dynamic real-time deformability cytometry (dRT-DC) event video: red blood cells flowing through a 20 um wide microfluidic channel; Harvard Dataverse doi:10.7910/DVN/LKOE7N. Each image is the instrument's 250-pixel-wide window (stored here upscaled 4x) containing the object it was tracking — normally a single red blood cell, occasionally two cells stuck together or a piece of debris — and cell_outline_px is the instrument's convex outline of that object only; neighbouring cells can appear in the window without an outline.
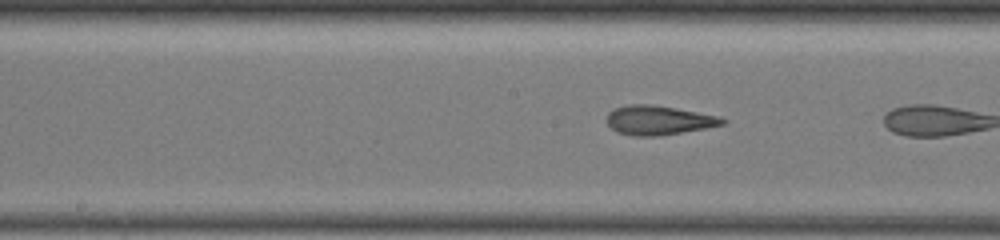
{"species": "common noctule bat (a hibernating species)", "species_latin": "Nyctalus noctula", "temperature_condition": "warm", "stored_images_in_passage": 10, "camera_frame_rate_fps": 3000, "um_per_image_px": 0.085, "animal": {"sex": "female", "body_mass_g": 19.5, "forearm_length_mm": 54.1}, "frame": {"image": 1, "passage_image": 9, "time_ms": 2.667, "image_size_px": [1000, 240], "cell_outline_px": [[728, 120], [724, 124], [708, 128], [660, 136], [632, 136], [616, 132], [608, 124], [608, 112], [616, 108], [632, 104], [652, 104], [676, 108], [720, 116]], "centroid_in_image_um": [56.02, 10.23], "position_along_channel_um": 192.2, "area_um2": 19.83}}